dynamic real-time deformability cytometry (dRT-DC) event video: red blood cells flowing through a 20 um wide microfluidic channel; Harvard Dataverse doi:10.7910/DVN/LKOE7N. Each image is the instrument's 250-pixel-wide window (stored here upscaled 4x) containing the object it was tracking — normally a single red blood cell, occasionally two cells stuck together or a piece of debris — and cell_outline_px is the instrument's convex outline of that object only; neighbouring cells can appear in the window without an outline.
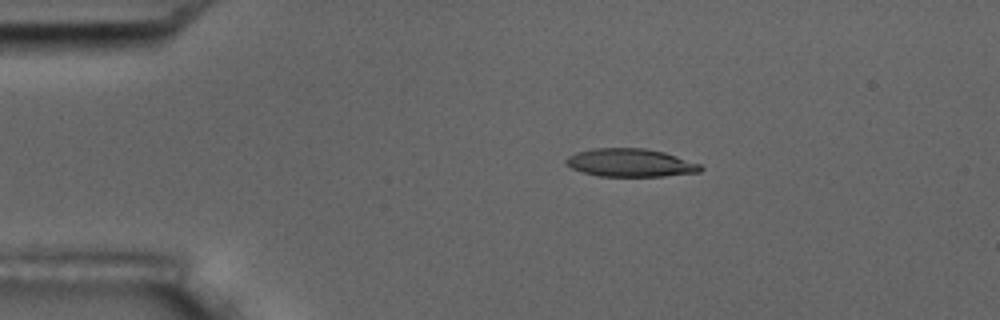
{"species": "common noctule bat (a hibernating species)", "species_latin": "Nyctalus noctula", "temperature_condition": "room temperature", "stored_images_in_passage": 14, "camera_frame_rate_fps": 3000, "um_per_image_px": 0.085, "animal": {"sex": "male", "body_mass_g": 17.5, "forearm_length_mm": 52.3}, "frame": {"image": 1, "passage_image": 1, "time_ms": 0.0, "image_size_px": [1000, 320], "cell_outline_px": [[704, 168], [700, 172], [664, 176], [600, 176], [584, 172], [572, 168], [564, 160], [568, 156], [576, 152], [592, 148], [644, 148], [664, 152], [700, 164]], "centroid_in_image_um": [53.59, 13.83], "position_along_channel_um": 31.4, "area_um2": 21.91}}
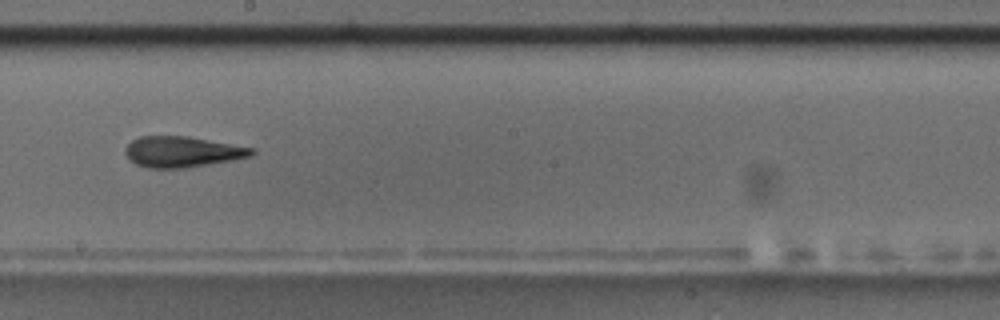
{"frame": {"image": 2, "passage_image": 7, "time_ms": 7.0, "image_size_px": [1000, 320], "cell_outline_px": [[256, 152], [252, 156], [232, 160], [184, 168], [148, 168], [136, 164], [124, 152], [124, 148], [132, 140], [140, 136], [188, 136], [256, 148]], "centroid_in_image_um": [15.52, 12.89], "position_along_channel_um": 232.7, "area_um2": 22.72}}
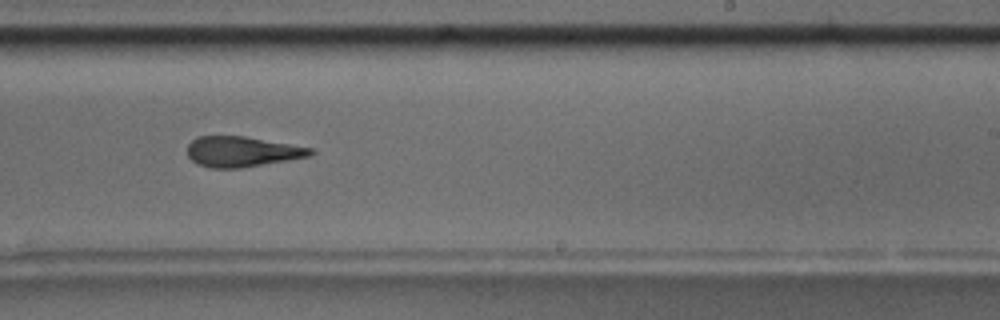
{"frame": {"image": 3, "passage_image": 8, "time_ms": 8.0, "image_size_px": [1000, 320], "cell_outline_px": [[316, 152], [308, 156], [288, 160], [240, 168], [212, 168], [196, 164], [188, 156], [188, 144], [196, 136], [244, 136], [312, 148]], "centroid_in_image_um": [20.54, 12.89], "position_along_channel_um": 268.5, "area_um2": 21.68}, "authors_computed_cell_mechanics": {"area_um2": 22.6576, "velocity_mm_per_s": 3.5814, "shape_relaxation_time_tau1_ms": 5.0388, "shape_relaxation_time_tau2_ms": null, "deformation_change_tau1": 0.1823, "deformation_change_tau2": null}}